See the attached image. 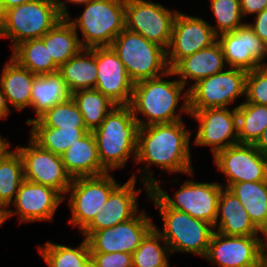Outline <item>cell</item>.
I'll list each match as a JSON object with an SVG mask.
<instances>
[{
	"instance_id": "obj_1",
	"label": "cell",
	"mask_w": 267,
	"mask_h": 267,
	"mask_svg": "<svg viewBox=\"0 0 267 267\" xmlns=\"http://www.w3.org/2000/svg\"><path fill=\"white\" fill-rule=\"evenodd\" d=\"M191 133L183 120L138 128L135 163L146 164L143 170L139 169L141 172L139 180L142 186L144 185L147 196L158 181L149 170L151 165L160 167L168 174L185 173L193 176L190 154Z\"/></svg>"
},
{
	"instance_id": "obj_2",
	"label": "cell",
	"mask_w": 267,
	"mask_h": 267,
	"mask_svg": "<svg viewBox=\"0 0 267 267\" xmlns=\"http://www.w3.org/2000/svg\"><path fill=\"white\" fill-rule=\"evenodd\" d=\"M176 76L170 69L166 74L139 81L133 85L130 107L138 127L152 124L173 123L182 120V115H189L188 89L178 80H164ZM164 77V79H162ZM185 89V90H184ZM185 91L183 94L182 92ZM182 94V95H181ZM183 99L180 111L176 114L179 100ZM183 112V113H182ZM141 115L145 118H139Z\"/></svg>"
},
{
	"instance_id": "obj_3",
	"label": "cell",
	"mask_w": 267,
	"mask_h": 267,
	"mask_svg": "<svg viewBox=\"0 0 267 267\" xmlns=\"http://www.w3.org/2000/svg\"><path fill=\"white\" fill-rule=\"evenodd\" d=\"M138 124L129 105H117L93 131L101 165L123 168L131 155L136 161Z\"/></svg>"
},
{
	"instance_id": "obj_4",
	"label": "cell",
	"mask_w": 267,
	"mask_h": 267,
	"mask_svg": "<svg viewBox=\"0 0 267 267\" xmlns=\"http://www.w3.org/2000/svg\"><path fill=\"white\" fill-rule=\"evenodd\" d=\"M154 202L163 221V230L154 226L174 252L194 253L205 257L214 228L191 215L169 208L152 190L147 196Z\"/></svg>"
},
{
	"instance_id": "obj_5",
	"label": "cell",
	"mask_w": 267,
	"mask_h": 267,
	"mask_svg": "<svg viewBox=\"0 0 267 267\" xmlns=\"http://www.w3.org/2000/svg\"><path fill=\"white\" fill-rule=\"evenodd\" d=\"M126 0H90L76 19L66 18L82 34L83 48L110 47L117 35L125 29Z\"/></svg>"
},
{
	"instance_id": "obj_6",
	"label": "cell",
	"mask_w": 267,
	"mask_h": 267,
	"mask_svg": "<svg viewBox=\"0 0 267 267\" xmlns=\"http://www.w3.org/2000/svg\"><path fill=\"white\" fill-rule=\"evenodd\" d=\"M110 47L123 62L134 84L160 77L170 70L163 47L126 28L117 35Z\"/></svg>"
},
{
	"instance_id": "obj_7",
	"label": "cell",
	"mask_w": 267,
	"mask_h": 267,
	"mask_svg": "<svg viewBox=\"0 0 267 267\" xmlns=\"http://www.w3.org/2000/svg\"><path fill=\"white\" fill-rule=\"evenodd\" d=\"M62 18L54 0H32L5 10L0 37L9 38L13 49L23 41L41 38Z\"/></svg>"
},
{
	"instance_id": "obj_8",
	"label": "cell",
	"mask_w": 267,
	"mask_h": 267,
	"mask_svg": "<svg viewBox=\"0 0 267 267\" xmlns=\"http://www.w3.org/2000/svg\"><path fill=\"white\" fill-rule=\"evenodd\" d=\"M160 180L151 190L169 207L203 220L213 227L222 183H204L187 179L171 198L160 186Z\"/></svg>"
},
{
	"instance_id": "obj_9",
	"label": "cell",
	"mask_w": 267,
	"mask_h": 267,
	"mask_svg": "<svg viewBox=\"0 0 267 267\" xmlns=\"http://www.w3.org/2000/svg\"><path fill=\"white\" fill-rule=\"evenodd\" d=\"M107 172L98 176L76 177L72 179L67 193L72 217L68 222L78 227L80 232L93 220L96 213L107 201L110 193L120 184Z\"/></svg>"
},
{
	"instance_id": "obj_10",
	"label": "cell",
	"mask_w": 267,
	"mask_h": 267,
	"mask_svg": "<svg viewBox=\"0 0 267 267\" xmlns=\"http://www.w3.org/2000/svg\"><path fill=\"white\" fill-rule=\"evenodd\" d=\"M247 71L228 68L201 79L188 90L189 110L228 108L237 98L245 95Z\"/></svg>"
},
{
	"instance_id": "obj_11",
	"label": "cell",
	"mask_w": 267,
	"mask_h": 267,
	"mask_svg": "<svg viewBox=\"0 0 267 267\" xmlns=\"http://www.w3.org/2000/svg\"><path fill=\"white\" fill-rule=\"evenodd\" d=\"M178 10L147 0H126L125 28L167 50Z\"/></svg>"
},
{
	"instance_id": "obj_12",
	"label": "cell",
	"mask_w": 267,
	"mask_h": 267,
	"mask_svg": "<svg viewBox=\"0 0 267 267\" xmlns=\"http://www.w3.org/2000/svg\"><path fill=\"white\" fill-rule=\"evenodd\" d=\"M261 236H227L214 230L204 258L218 267H258L264 262Z\"/></svg>"
},
{
	"instance_id": "obj_13",
	"label": "cell",
	"mask_w": 267,
	"mask_h": 267,
	"mask_svg": "<svg viewBox=\"0 0 267 267\" xmlns=\"http://www.w3.org/2000/svg\"><path fill=\"white\" fill-rule=\"evenodd\" d=\"M29 139L27 147H15L22 157L25 180L51 187L65 200L72 178L66 172L61 156L41 148L31 138Z\"/></svg>"
},
{
	"instance_id": "obj_14",
	"label": "cell",
	"mask_w": 267,
	"mask_h": 267,
	"mask_svg": "<svg viewBox=\"0 0 267 267\" xmlns=\"http://www.w3.org/2000/svg\"><path fill=\"white\" fill-rule=\"evenodd\" d=\"M214 163L220 173L226 176V185L237 182L267 180V157L253 144H235L218 151Z\"/></svg>"
},
{
	"instance_id": "obj_15",
	"label": "cell",
	"mask_w": 267,
	"mask_h": 267,
	"mask_svg": "<svg viewBox=\"0 0 267 267\" xmlns=\"http://www.w3.org/2000/svg\"><path fill=\"white\" fill-rule=\"evenodd\" d=\"M236 108L189 110L190 116L199 124L194 144L209 146L213 156L220 150L238 144Z\"/></svg>"
},
{
	"instance_id": "obj_16",
	"label": "cell",
	"mask_w": 267,
	"mask_h": 267,
	"mask_svg": "<svg viewBox=\"0 0 267 267\" xmlns=\"http://www.w3.org/2000/svg\"><path fill=\"white\" fill-rule=\"evenodd\" d=\"M204 18L184 14L175 16L166 58L172 69L182 58L211 46L217 41V35Z\"/></svg>"
},
{
	"instance_id": "obj_17",
	"label": "cell",
	"mask_w": 267,
	"mask_h": 267,
	"mask_svg": "<svg viewBox=\"0 0 267 267\" xmlns=\"http://www.w3.org/2000/svg\"><path fill=\"white\" fill-rule=\"evenodd\" d=\"M142 210L135 217L114 227L93 232L88 238L90 253L133 252L142 239L155 226L150 216Z\"/></svg>"
},
{
	"instance_id": "obj_18",
	"label": "cell",
	"mask_w": 267,
	"mask_h": 267,
	"mask_svg": "<svg viewBox=\"0 0 267 267\" xmlns=\"http://www.w3.org/2000/svg\"><path fill=\"white\" fill-rule=\"evenodd\" d=\"M226 66L252 71L267 66V44H265L246 23L233 32L217 36Z\"/></svg>"
},
{
	"instance_id": "obj_19",
	"label": "cell",
	"mask_w": 267,
	"mask_h": 267,
	"mask_svg": "<svg viewBox=\"0 0 267 267\" xmlns=\"http://www.w3.org/2000/svg\"><path fill=\"white\" fill-rule=\"evenodd\" d=\"M63 201L57 190L24 180L11 203L15 209H6V219L17 214L21 223L52 220Z\"/></svg>"
},
{
	"instance_id": "obj_20",
	"label": "cell",
	"mask_w": 267,
	"mask_h": 267,
	"mask_svg": "<svg viewBox=\"0 0 267 267\" xmlns=\"http://www.w3.org/2000/svg\"><path fill=\"white\" fill-rule=\"evenodd\" d=\"M135 174L123 185L120 183L109 195L93 220L80 232L87 239L93 232L115 225L135 217L140 211L137 198L140 188L135 189Z\"/></svg>"
},
{
	"instance_id": "obj_21",
	"label": "cell",
	"mask_w": 267,
	"mask_h": 267,
	"mask_svg": "<svg viewBox=\"0 0 267 267\" xmlns=\"http://www.w3.org/2000/svg\"><path fill=\"white\" fill-rule=\"evenodd\" d=\"M97 63L95 89L117 105H130L134 83L111 47H94Z\"/></svg>"
},
{
	"instance_id": "obj_22",
	"label": "cell",
	"mask_w": 267,
	"mask_h": 267,
	"mask_svg": "<svg viewBox=\"0 0 267 267\" xmlns=\"http://www.w3.org/2000/svg\"><path fill=\"white\" fill-rule=\"evenodd\" d=\"M226 65L222 48L218 41L211 46L203 48L192 55L182 58L171 70L185 87L189 80L193 84L188 90L201 79L224 71Z\"/></svg>"
},
{
	"instance_id": "obj_23",
	"label": "cell",
	"mask_w": 267,
	"mask_h": 267,
	"mask_svg": "<svg viewBox=\"0 0 267 267\" xmlns=\"http://www.w3.org/2000/svg\"><path fill=\"white\" fill-rule=\"evenodd\" d=\"M213 228L227 236H259V228L252 222L240 200L224 187L220 193Z\"/></svg>"
},
{
	"instance_id": "obj_24",
	"label": "cell",
	"mask_w": 267,
	"mask_h": 267,
	"mask_svg": "<svg viewBox=\"0 0 267 267\" xmlns=\"http://www.w3.org/2000/svg\"><path fill=\"white\" fill-rule=\"evenodd\" d=\"M62 162L71 178L98 176L108 171L101 165L93 132H87L62 155Z\"/></svg>"
},
{
	"instance_id": "obj_25",
	"label": "cell",
	"mask_w": 267,
	"mask_h": 267,
	"mask_svg": "<svg viewBox=\"0 0 267 267\" xmlns=\"http://www.w3.org/2000/svg\"><path fill=\"white\" fill-rule=\"evenodd\" d=\"M36 76L11 57L5 63L0 76V85L7 103L15 110L22 111L27 107L30 108L33 81Z\"/></svg>"
},
{
	"instance_id": "obj_26",
	"label": "cell",
	"mask_w": 267,
	"mask_h": 267,
	"mask_svg": "<svg viewBox=\"0 0 267 267\" xmlns=\"http://www.w3.org/2000/svg\"><path fill=\"white\" fill-rule=\"evenodd\" d=\"M71 96L59 72L37 75L33 81L30 108L38 119L54 105L69 100Z\"/></svg>"
},
{
	"instance_id": "obj_27",
	"label": "cell",
	"mask_w": 267,
	"mask_h": 267,
	"mask_svg": "<svg viewBox=\"0 0 267 267\" xmlns=\"http://www.w3.org/2000/svg\"><path fill=\"white\" fill-rule=\"evenodd\" d=\"M58 72L71 93L81 89H94L97 81V63L94 48H82Z\"/></svg>"
},
{
	"instance_id": "obj_28",
	"label": "cell",
	"mask_w": 267,
	"mask_h": 267,
	"mask_svg": "<svg viewBox=\"0 0 267 267\" xmlns=\"http://www.w3.org/2000/svg\"><path fill=\"white\" fill-rule=\"evenodd\" d=\"M41 39L59 67L83 48L78 32L66 17L60 19Z\"/></svg>"
},
{
	"instance_id": "obj_29",
	"label": "cell",
	"mask_w": 267,
	"mask_h": 267,
	"mask_svg": "<svg viewBox=\"0 0 267 267\" xmlns=\"http://www.w3.org/2000/svg\"><path fill=\"white\" fill-rule=\"evenodd\" d=\"M26 123L32 125L29 137L41 148L59 156L89 132L87 128L44 127L37 119H27Z\"/></svg>"
},
{
	"instance_id": "obj_30",
	"label": "cell",
	"mask_w": 267,
	"mask_h": 267,
	"mask_svg": "<svg viewBox=\"0 0 267 267\" xmlns=\"http://www.w3.org/2000/svg\"><path fill=\"white\" fill-rule=\"evenodd\" d=\"M227 189L240 200L252 222L260 229L267 220V180L237 182Z\"/></svg>"
},
{
	"instance_id": "obj_31",
	"label": "cell",
	"mask_w": 267,
	"mask_h": 267,
	"mask_svg": "<svg viewBox=\"0 0 267 267\" xmlns=\"http://www.w3.org/2000/svg\"><path fill=\"white\" fill-rule=\"evenodd\" d=\"M10 57L36 75L55 73L59 70L41 38L19 43L12 49Z\"/></svg>"
},
{
	"instance_id": "obj_32",
	"label": "cell",
	"mask_w": 267,
	"mask_h": 267,
	"mask_svg": "<svg viewBox=\"0 0 267 267\" xmlns=\"http://www.w3.org/2000/svg\"><path fill=\"white\" fill-rule=\"evenodd\" d=\"M89 132L97 129L105 117L117 106L110 98L94 89H81L72 93Z\"/></svg>"
},
{
	"instance_id": "obj_33",
	"label": "cell",
	"mask_w": 267,
	"mask_h": 267,
	"mask_svg": "<svg viewBox=\"0 0 267 267\" xmlns=\"http://www.w3.org/2000/svg\"><path fill=\"white\" fill-rule=\"evenodd\" d=\"M38 249L47 267H85L91 260L90 247L85 238L75 248L47 241Z\"/></svg>"
},
{
	"instance_id": "obj_34",
	"label": "cell",
	"mask_w": 267,
	"mask_h": 267,
	"mask_svg": "<svg viewBox=\"0 0 267 267\" xmlns=\"http://www.w3.org/2000/svg\"><path fill=\"white\" fill-rule=\"evenodd\" d=\"M25 180L21 155L14 148L0 159V204L8 209Z\"/></svg>"
},
{
	"instance_id": "obj_35",
	"label": "cell",
	"mask_w": 267,
	"mask_h": 267,
	"mask_svg": "<svg viewBox=\"0 0 267 267\" xmlns=\"http://www.w3.org/2000/svg\"><path fill=\"white\" fill-rule=\"evenodd\" d=\"M236 107L239 144H254L267 128V105L243 102Z\"/></svg>"
},
{
	"instance_id": "obj_36",
	"label": "cell",
	"mask_w": 267,
	"mask_h": 267,
	"mask_svg": "<svg viewBox=\"0 0 267 267\" xmlns=\"http://www.w3.org/2000/svg\"><path fill=\"white\" fill-rule=\"evenodd\" d=\"M161 241L163 242L161 245ZM169 246L153 227L132 254L133 267H169Z\"/></svg>"
},
{
	"instance_id": "obj_37",
	"label": "cell",
	"mask_w": 267,
	"mask_h": 267,
	"mask_svg": "<svg viewBox=\"0 0 267 267\" xmlns=\"http://www.w3.org/2000/svg\"><path fill=\"white\" fill-rule=\"evenodd\" d=\"M44 127L86 128L83 116L72 97L54 105L37 119Z\"/></svg>"
},
{
	"instance_id": "obj_38",
	"label": "cell",
	"mask_w": 267,
	"mask_h": 267,
	"mask_svg": "<svg viewBox=\"0 0 267 267\" xmlns=\"http://www.w3.org/2000/svg\"><path fill=\"white\" fill-rule=\"evenodd\" d=\"M210 6L216 19V26L211 27L217 36L233 32L246 24L242 22L240 0H210Z\"/></svg>"
},
{
	"instance_id": "obj_39",
	"label": "cell",
	"mask_w": 267,
	"mask_h": 267,
	"mask_svg": "<svg viewBox=\"0 0 267 267\" xmlns=\"http://www.w3.org/2000/svg\"><path fill=\"white\" fill-rule=\"evenodd\" d=\"M245 102L267 105V66H260L246 75Z\"/></svg>"
},
{
	"instance_id": "obj_40",
	"label": "cell",
	"mask_w": 267,
	"mask_h": 267,
	"mask_svg": "<svg viewBox=\"0 0 267 267\" xmlns=\"http://www.w3.org/2000/svg\"><path fill=\"white\" fill-rule=\"evenodd\" d=\"M90 256L97 267H133L130 253H90Z\"/></svg>"
},
{
	"instance_id": "obj_41",
	"label": "cell",
	"mask_w": 267,
	"mask_h": 267,
	"mask_svg": "<svg viewBox=\"0 0 267 267\" xmlns=\"http://www.w3.org/2000/svg\"><path fill=\"white\" fill-rule=\"evenodd\" d=\"M253 23L246 22L253 32L267 44V8L259 12L254 17Z\"/></svg>"
},
{
	"instance_id": "obj_42",
	"label": "cell",
	"mask_w": 267,
	"mask_h": 267,
	"mask_svg": "<svg viewBox=\"0 0 267 267\" xmlns=\"http://www.w3.org/2000/svg\"><path fill=\"white\" fill-rule=\"evenodd\" d=\"M241 13L243 17L257 15L267 8V0H240Z\"/></svg>"
},
{
	"instance_id": "obj_43",
	"label": "cell",
	"mask_w": 267,
	"mask_h": 267,
	"mask_svg": "<svg viewBox=\"0 0 267 267\" xmlns=\"http://www.w3.org/2000/svg\"><path fill=\"white\" fill-rule=\"evenodd\" d=\"M57 4L58 10L61 14L62 17H67L69 15L68 13V8L66 3H72L75 5H83L87 2H89L90 0H54Z\"/></svg>"
},
{
	"instance_id": "obj_44",
	"label": "cell",
	"mask_w": 267,
	"mask_h": 267,
	"mask_svg": "<svg viewBox=\"0 0 267 267\" xmlns=\"http://www.w3.org/2000/svg\"><path fill=\"white\" fill-rule=\"evenodd\" d=\"M11 112L5 94L0 85V119H5Z\"/></svg>"
},
{
	"instance_id": "obj_45",
	"label": "cell",
	"mask_w": 267,
	"mask_h": 267,
	"mask_svg": "<svg viewBox=\"0 0 267 267\" xmlns=\"http://www.w3.org/2000/svg\"><path fill=\"white\" fill-rule=\"evenodd\" d=\"M265 157H267V128L253 144Z\"/></svg>"
},
{
	"instance_id": "obj_46",
	"label": "cell",
	"mask_w": 267,
	"mask_h": 267,
	"mask_svg": "<svg viewBox=\"0 0 267 267\" xmlns=\"http://www.w3.org/2000/svg\"><path fill=\"white\" fill-rule=\"evenodd\" d=\"M11 147L10 142L8 139L2 137L0 135V159L8 152L10 151L9 148Z\"/></svg>"
},
{
	"instance_id": "obj_47",
	"label": "cell",
	"mask_w": 267,
	"mask_h": 267,
	"mask_svg": "<svg viewBox=\"0 0 267 267\" xmlns=\"http://www.w3.org/2000/svg\"><path fill=\"white\" fill-rule=\"evenodd\" d=\"M4 4V10L16 7L32 0H2Z\"/></svg>"
},
{
	"instance_id": "obj_48",
	"label": "cell",
	"mask_w": 267,
	"mask_h": 267,
	"mask_svg": "<svg viewBox=\"0 0 267 267\" xmlns=\"http://www.w3.org/2000/svg\"><path fill=\"white\" fill-rule=\"evenodd\" d=\"M260 234L263 237V239H261V240H262L263 244H265L267 242V220L263 224V226L259 229V235Z\"/></svg>"
},
{
	"instance_id": "obj_49",
	"label": "cell",
	"mask_w": 267,
	"mask_h": 267,
	"mask_svg": "<svg viewBox=\"0 0 267 267\" xmlns=\"http://www.w3.org/2000/svg\"><path fill=\"white\" fill-rule=\"evenodd\" d=\"M6 209L0 204V226L6 221Z\"/></svg>"
},
{
	"instance_id": "obj_50",
	"label": "cell",
	"mask_w": 267,
	"mask_h": 267,
	"mask_svg": "<svg viewBox=\"0 0 267 267\" xmlns=\"http://www.w3.org/2000/svg\"><path fill=\"white\" fill-rule=\"evenodd\" d=\"M4 13H5L4 4H3V1L0 0V24H1L2 20H3Z\"/></svg>"
},
{
	"instance_id": "obj_51",
	"label": "cell",
	"mask_w": 267,
	"mask_h": 267,
	"mask_svg": "<svg viewBox=\"0 0 267 267\" xmlns=\"http://www.w3.org/2000/svg\"><path fill=\"white\" fill-rule=\"evenodd\" d=\"M264 262L267 264V242L264 244Z\"/></svg>"
},
{
	"instance_id": "obj_52",
	"label": "cell",
	"mask_w": 267,
	"mask_h": 267,
	"mask_svg": "<svg viewBox=\"0 0 267 267\" xmlns=\"http://www.w3.org/2000/svg\"><path fill=\"white\" fill-rule=\"evenodd\" d=\"M85 267H97V266L95 265V263H94L92 260H90V261L86 264Z\"/></svg>"
},
{
	"instance_id": "obj_53",
	"label": "cell",
	"mask_w": 267,
	"mask_h": 267,
	"mask_svg": "<svg viewBox=\"0 0 267 267\" xmlns=\"http://www.w3.org/2000/svg\"><path fill=\"white\" fill-rule=\"evenodd\" d=\"M258 267H267V264L265 262H263L260 266Z\"/></svg>"
}]
</instances>
